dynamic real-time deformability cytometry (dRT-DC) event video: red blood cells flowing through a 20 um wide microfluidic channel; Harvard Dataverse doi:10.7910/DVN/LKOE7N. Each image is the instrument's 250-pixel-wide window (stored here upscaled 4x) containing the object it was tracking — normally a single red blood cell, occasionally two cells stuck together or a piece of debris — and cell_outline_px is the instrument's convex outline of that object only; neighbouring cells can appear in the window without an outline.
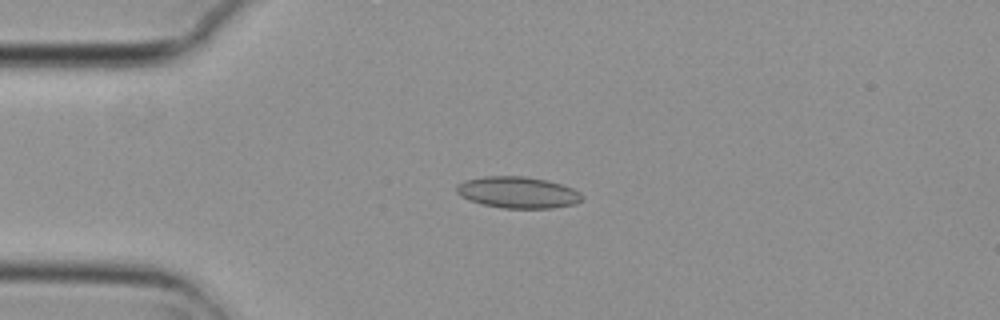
{"species": "common noctule bat (a hibernating species)", "species_latin": "Nyctalus noctula", "temperature_condition": "cold", "stored_images_in_passage": 9, "camera_frame_rate_fps": 3000, "um_per_image_px": 0.085, "animal": {"sex": "female", "body_mass_g": 29.2, "forearm_length_mm": 56.3}, "frame": {"image": 1, "passage_image": 3, "time_ms": 0.667, "image_size_px": [1000, 320], "cell_outline_px": [[584, 196], [576, 204], [552, 208], [504, 208], [484, 204], [460, 196], [456, 192], [456, 184], [464, 180], [484, 176], [524, 176], [548, 180], [572, 188], [580, 192]], "centroid_in_image_um": [44.02, 16.34], "position_along_channel_um": 41.0, "area_um2": 23.0}}
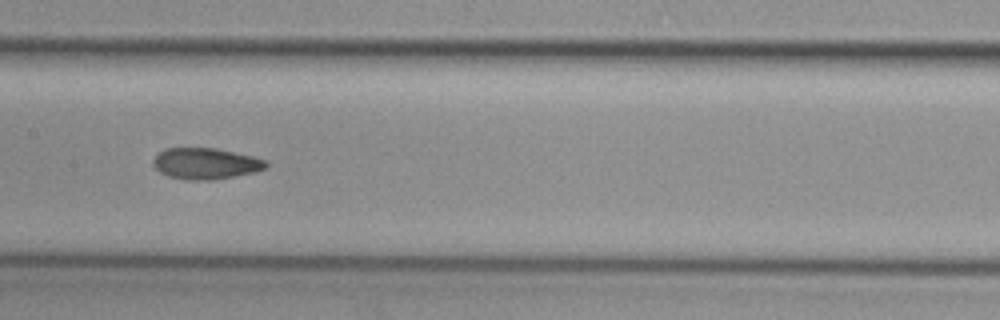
{"frame": {"image": 2, "passage_image": 7, "time_ms": 2.0, "image_size_px": [1000, 320], "cell_outline_px": [[268, 164], [264, 168], [256, 172], [212, 180], [188, 180], [168, 176], [160, 172], [152, 164], [152, 160], [164, 148], [216, 148], [252, 156], [268, 160]], "centroid_in_image_um": [17.48, 13.9], "position_along_channel_um": 189.9, "area_um2": 20.52}}
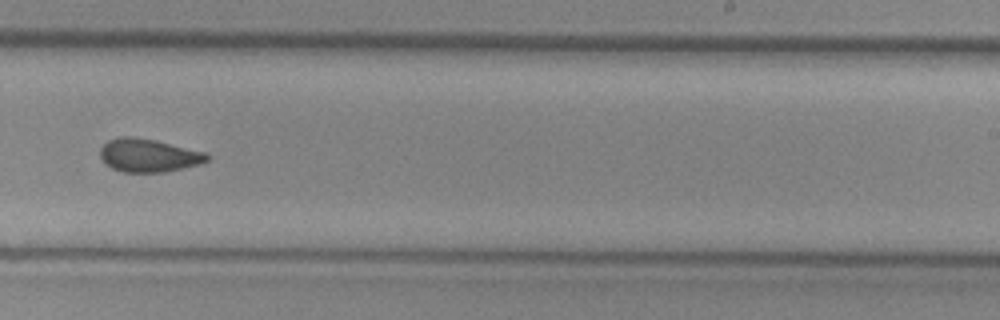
{"frame": {"image": 3, "passage_image": 9, "time_ms": 2.667, "image_size_px": [1000, 320], "cell_outline_px": [[212, 156], [208, 160], [200, 164], [164, 172], [124, 172], [112, 168], [104, 164], [100, 156], [100, 148], [108, 140], [120, 136], [132, 136], [156, 140], [204, 152]], "centroid_in_image_um": [12.6, 13.2], "position_along_channel_um": 276.4, "area_um2": 20.75}}